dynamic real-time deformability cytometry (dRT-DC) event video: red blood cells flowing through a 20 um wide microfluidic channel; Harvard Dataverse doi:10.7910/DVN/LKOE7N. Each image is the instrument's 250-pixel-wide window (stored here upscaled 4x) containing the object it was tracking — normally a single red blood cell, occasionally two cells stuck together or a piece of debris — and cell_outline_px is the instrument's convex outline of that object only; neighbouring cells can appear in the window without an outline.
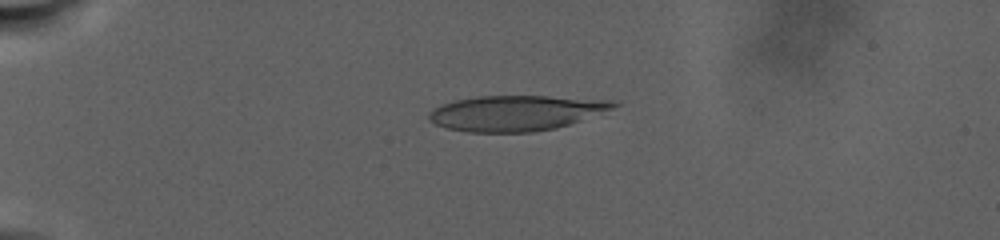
{"species": "human", "species_latin": "Homo sapiens", "temperature_condition": "warm", "stored_images_in_passage": 49, "camera_frame_rate_fps": 3000, "um_per_image_px": 0.085, "donor": {"sex": "male"}, "frame": {"image": 1, "passage_image": 33, "time_ms": 8.0, "image_size_px": [1000, 240], "cell_outline_px": [[620, 104], [612, 108], [580, 120], [556, 128], [532, 132], [468, 132], [448, 128], [436, 124], [428, 120], [428, 112], [444, 104], [456, 100], [480, 96], [548, 96], [608, 100]], "centroid_in_image_um": [43.81, 9.61], "position_along_channel_um": 41.2, "area_um2": 37.51}}